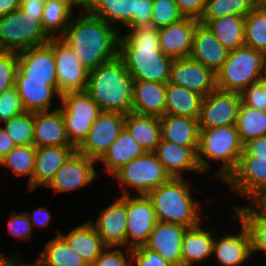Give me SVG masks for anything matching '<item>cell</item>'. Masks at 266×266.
<instances>
[{
    "instance_id": "obj_32",
    "label": "cell",
    "mask_w": 266,
    "mask_h": 266,
    "mask_svg": "<svg viewBox=\"0 0 266 266\" xmlns=\"http://www.w3.org/2000/svg\"><path fill=\"white\" fill-rule=\"evenodd\" d=\"M161 139L180 146L199 147V120L165 114L160 117Z\"/></svg>"
},
{
    "instance_id": "obj_48",
    "label": "cell",
    "mask_w": 266,
    "mask_h": 266,
    "mask_svg": "<svg viewBox=\"0 0 266 266\" xmlns=\"http://www.w3.org/2000/svg\"><path fill=\"white\" fill-rule=\"evenodd\" d=\"M17 53L0 50V94L15 86Z\"/></svg>"
},
{
    "instance_id": "obj_42",
    "label": "cell",
    "mask_w": 266,
    "mask_h": 266,
    "mask_svg": "<svg viewBox=\"0 0 266 266\" xmlns=\"http://www.w3.org/2000/svg\"><path fill=\"white\" fill-rule=\"evenodd\" d=\"M259 0H208L199 20H212L226 15L246 17Z\"/></svg>"
},
{
    "instance_id": "obj_11",
    "label": "cell",
    "mask_w": 266,
    "mask_h": 266,
    "mask_svg": "<svg viewBox=\"0 0 266 266\" xmlns=\"http://www.w3.org/2000/svg\"><path fill=\"white\" fill-rule=\"evenodd\" d=\"M233 222L241 225L237 229H227L221 236L215 228L212 261L219 266H249L252 259L251 237L247 227L235 215H229ZM238 221V222H237ZM236 230V232H235ZM229 231V232H228Z\"/></svg>"
},
{
    "instance_id": "obj_2",
    "label": "cell",
    "mask_w": 266,
    "mask_h": 266,
    "mask_svg": "<svg viewBox=\"0 0 266 266\" xmlns=\"http://www.w3.org/2000/svg\"><path fill=\"white\" fill-rule=\"evenodd\" d=\"M118 56L133 80L169 82L173 59L160 50L158 28H123L120 31Z\"/></svg>"
},
{
    "instance_id": "obj_28",
    "label": "cell",
    "mask_w": 266,
    "mask_h": 266,
    "mask_svg": "<svg viewBox=\"0 0 266 266\" xmlns=\"http://www.w3.org/2000/svg\"><path fill=\"white\" fill-rule=\"evenodd\" d=\"M37 147H74L67 136L64 119L59 109L35 112L34 144Z\"/></svg>"
},
{
    "instance_id": "obj_9",
    "label": "cell",
    "mask_w": 266,
    "mask_h": 266,
    "mask_svg": "<svg viewBox=\"0 0 266 266\" xmlns=\"http://www.w3.org/2000/svg\"><path fill=\"white\" fill-rule=\"evenodd\" d=\"M152 3L153 0H88L87 10L120 32L123 28L150 26Z\"/></svg>"
},
{
    "instance_id": "obj_22",
    "label": "cell",
    "mask_w": 266,
    "mask_h": 266,
    "mask_svg": "<svg viewBox=\"0 0 266 266\" xmlns=\"http://www.w3.org/2000/svg\"><path fill=\"white\" fill-rule=\"evenodd\" d=\"M188 227L157 221L146 246L159 253L172 266H182V243Z\"/></svg>"
},
{
    "instance_id": "obj_14",
    "label": "cell",
    "mask_w": 266,
    "mask_h": 266,
    "mask_svg": "<svg viewBox=\"0 0 266 266\" xmlns=\"http://www.w3.org/2000/svg\"><path fill=\"white\" fill-rule=\"evenodd\" d=\"M157 222L151 200L147 195H127V249L145 246Z\"/></svg>"
},
{
    "instance_id": "obj_55",
    "label": "cell",
    "mask_w": 266,
    "mask_h": 266,
    "mask_svg": "<svg viewBox=\"0 0 266 266\" xmlns=\"http://www.w3.org/2000/svg\"><path fill=\"white\" fill-rule=\"evenodd\" d=\"M15 146V143L0 125V160L6 154H8Z\"/></svg>"
},
{
    "instance_id": "obj_51",
    "label": "cell",
    "mask_w": 266,
    "mask_h": 266,
    "mask_svg": "<svg viewBox=\"0 0 266 266\" xmlns=\"http://www.w3.org/2000/svg\"><path fill=\"white\" fill-rule=\"evenodd\" d=\"M183 17L199 20L208 0H175Z\"/></svg>"
},
{
    "instance_id": "obj_52",
    "label": "cell",
    "mask_w": 266,
    "mask_h": 266,
    "mask_svg": "<svg viewBox=\"0 0 266 266\" xmlns=\"http://www.w3.org/2000/svg\"><path fill=\"white\" fill-rule=\"evenodd\" d=\"M240 156H255L257 159L266 160V136L253 138L243 143Z\"/></svg>"
},
{
    "instance_id": "obj_21",
    "label": "cell",
    "mask_w": 266,
    "mask_h": 266,
    "mask_svg": "<svg viewBox=\"0 0 266 266\" xmlns=\"http://www.w3.org/2000/svg\"><path fill=\"white\" fill-rule=\"evenodd\" d=\"M197 151L198 147L180 146L160 139L154 153L171 178H185L188 177L186 172L190 176L193 175L191 173L203 174L197 160Z\"/></svg>"
},
{
    "instance_id": "obj_15",
    "label": "cell",
    "mask_w": 266,
    "mask_h": 266,
    "mask_svg": "<svg viewBox=\"0 0 266 266\" xmlns=\"http://www.w3.org/2000/svg\"><path fill=\"white\" fill-rule=\"evenodd\" d=\"M17 69L25 80L48 81V86L59 94L53 38L48 43L17 52Z\"/></svg>"
},
{
    "instance_id": "obj_30",
    "label": "cell",
    "mask_w": 266,
    "mask_h": 266,
    "mask_svg": "<svg viewBox=\"0 0 266 266\" xmlns=\"http://www.w3.org/2000/svg\"><path fill=\"white\" fill-rule=\"evenodd\" d=\"M166 85L134 80L132 113L162 117L166 114Z\"/></svg>"
},
{
    "instance_id": "obj_62",
    "label": "cell",
    "mask_w": 266,
    "mask_h": 266,
    "mask_svg": "<svg viewBox=\"0 0 266 266\" xmlns=\"http://www.w3.org/2000/svg\"><path fill=\"white\" fill-rule=\"evenodd\" d=\"M7 254H4L3 251L0 252V261L6 256Z\"/></svg>"
},
{
    "instance_id": "obj_53",
    "label": "cell",
    "mask_w": 266,
    "mask_h": 266,
    "mask_svg": "<svg viewBox=\"0 0 266 266\" xmlns=\"http://www.w3.org/2000/svg\"><path fill=\"white\" fill-rule=\"evenodd\" d=\"M31 221L32 226L38 229H44L46 226H49L52 220V213L47 207L38 206L33 211L24 210Z\"/></svg>"
},
{
    "instance_id": "obj_5",
    "label": "cell",
    "mask_w": 266,
    "mask_h": 266,
    "mask_svg": "<svg viewBox=\"0 0 266 266\" xmlns=\"http://www.w3.org/2000/svg\"><path fill=\"white\" fill-rule=\"evenodd\" d=\"M242 151L243 143L235 125L200 129L197 160L203 176L212 173L216 164L217 170L208 177L220 179L222 184L237 167Z\"/></svg>"
},
{
    "instance_id": "obj_13",
    "label": "cell",
    "mask_w": 266,
    "mask_h": 266,
    "mask_svg": "<svg viewBox=\"0 0 266 266\" xmlns=\"http://www.w3.org/2000/svg\"><path fill=\"white\" fill-rule=\"evenodd\" d=\"M96 161L75 151L56 172L53 180L46 188L56 193H70L90 186L100 177Z\"/></svg>"
},
{
    "instance_id": "obj_57",
    "label": "cell",
    "mask_w": 266,
    "mask_h": 266,
    "mask_svg": "<svg viewBox=\"0 0 266 266\" xmlns=\"http://www.w3.org/2000/svg\"><path fill=\"white\" fill-rule=\"evenodd\" d=\"M20 0H0V16L19 8Z\"/></svg>"
},
{
    "instance_id": "obj_54",
    "label": "cell",
    "mask_w": 266,
    "mask_h": 266,
    "mask_svg": "<svg viewBox=\"0 0 266 266\" xmlns=\"http://www.w3.org/2000/svg\"><path fill=\"white\" fill-rule=\"evenodd\" d=\"M45 0H20L19 7L23 13L31 16H42Z\"/></svg>"
},
{
    "instance_id": "obj_40",
    "label": "cell",
    "mask_w": 266,
    "mask_h": 266,
    "mask_svg": "<svg viewBox=\"0 0 266 266\" xmlns=\"http://www.w3.org/2000/svg\"><path fill=\"white\" fill-rule=\"evenodd\" d=\"M242 143L266 136V111L240 105L235 124Z\"/></svg>"
},
{
    "instance_id": "obj_19",
    "label": "cell",
    "mask_w": 266,
    "mask_h": 266,
    "mask_svg": "<svg viewBox=\"0 0 266 266\" xmlns=\"http://www.w3.org/2000/svg\"><path fill=\"white\" fill-rule=\"evenodd\" d=\"M223 184L229 185L228 192L249 201L266 185V160L240 156L237 167Z\"/></svg>"
},
{
    "instance_id": "obj_59",
    "label": "cell",
    "mask_w": 266,
    "mask_h": 266,
    "mask_svg": "<svg viewBox=\"0 0 266 266\" xmlns=\"http://www.w3.org/2000/svg\"><path fill=\"white\" fill-rule=\"evenodd\" d=\"M65 1L71 4L77 11L87 9L88 0H65Z\"/></svg>"
},
{
    "instance_id": "obj_12",
    "label": "cell",
    "mask_w": 266,
    "mask_h": 266,
    "mask_svg": "<svg viewBox=\"0 0 266 266\" xmlns=\"http://www.w3.org/2000/svg\"><path fill=\"white\" fill-rule=\"evenodd\" d=\"M125 116L117 112H102L76 151L97 162L125 128Z\"/></svg>"
},
{
    "instance_id": "obj_29",
    "label": "cell",
    "mask_w": 266,
    "mask_h": 266,
    "mask_svg": "<svg viewBox=\"0 0 266 266\" xmlns=\"http://www.w3.org/2000/svg\"><path fill=\"white\" fill-rule=\"evenodd\" d=\"M144 153L145 151L136 142V140L132 138L131 134L126 130V128H124L117 136L114 143L96 162L97 167L98 165H101L103 170L102 171L100 169V173H98L99 177H101L102 174H106L110 178V176H112L122 166L143 155Z\"/></svg>"
},
{
    "instance_id": "obj_46",
    "label": "cell",
    "mask_w": 266,
    "mask_h": 266,
    "mask_svg": "<svg viewBox=\"0 0 266 266\" xmlns=\"http://www.w3.org/2000/svg\"><path fill=\"white\" fill-rule=\"evenodd\" d=\"M7 232L10 234L16 241H28L32 242L33 230L34 227L31 224L25 211L16 212V210L10 213V219L7 224Z\"/></svg>"
},
{
    "instance_id": "obj_41",
    "label": "cell",
    "mask_w": 266,
    "mask_h": 266,
    "mask_svg": "<svg viewBox=\"0 0 266 266\" xmlns=\"http://www.w3.org/2000/svg\"><path fill=\"white\" fill-rule=\"evenodd\" d=\"M245 45L266 53V1L245 17Z\"/></svg>"
},
{
    "instance_id": "obj_4",
    "label": "cell",
    "mask_w": 266,
    "mask_h": 266,
    "mask_svg": "<svg viewBox=\"0 0 266 266\" xmlns=\"http://www.w3.org/2000/svg\"><path fill=\"white\" fill-rule=\"evenodd\" d=\"M133 83L123 60L117 56L89 71L85 91L103 112L126 115L132 112Z\"/></svg>"
},
{
    "instance_id": "obj_10",
    "label": "cell",
    "mask_w": 266,
    "mask_h": 266,
    "mask_svg": "<svg viewBox=\"0 0 266 266\" xmlns=\"http://www.w3.org/2000/svg\"><path fill=\"white\" fill-rule=\"evenodd\" d=\"M58 109L63 116L68 139L75 148L83 142L92 123L103 112L86 91L61 95Z\"/></svg>"
},
{
    "instance_id": "obj_26",
    "label": "cell",
    "mask_w": 266,
    "mask_h": 266,
    "mask_svg": "<svg viewBox=\"0 0 266 266\" xmlns=\"http://www.w3.org/2000/svg\"><path fill=\"white\" fill-rule=\"evenodd\" d=\"M229 52L205 24L197 23L189 56L191 59L216 73L228 58Z\"/></svg>"
},
{
    "instance_id": "obj_56",
    "label": "cell",
    "mask_w": 266,
    "mask_h": 266,
    "mask_svg": "<svg viewBox=\"0 0 266 266\" xmlns=\"http://www.w3.org/2000/svg\"><path fill=\"white\" fill-rule=\"evenodd\" d=\"M247 203L254 209L266 211V185L247 201Z\"/></svg>"
},
{
    "instance_id": "obj_20",
    "label": "cell",
    "mask_w": 266,
    "mask_h": 266,
    "mask_svg": "<svg viewBox=\"0 0 266 266\" xmlns=\"http://www.w3.org/2000/svg\"><path fill=\"white\" fill-rule=\"evenodd\" d=\"M169 83L185 87L203 97L217 89L216 73L190 57L173 60Z\"/></svg>"
},
{
    "instance_id": "obj_25",
    "label": "cell",
    "mask_w": 266,
    "mask_h": 266,
    "mask_svg": "<svg viewBox=\"0 0 266 266\" xmlns=\"http://www.w3.org/2000/svg\"><path fill=\"white\" fill-rule=\"evenodd\" d=\"M204 223L206 221L188 228L184 233L181 251L182 266H197L206 261L210 262L215 239V229H213V226L210 228L208 226L209 223L207 225Z\"/></svg>"
},
{
    "instance_id": "obj_60",
    "label": "cell",
    "mask_w": 266,
    "mask_h": 266,
    "mask_svg": "<svg viewBox=\"0 0 266 266\" xmlns=\"http://www.w3.org/2000/svg\"><path fill=\"white\" fill-rule=\"evenodd\" d=\"M36 260H31L32 262H27L26 259L22 260L19 257V266H46L40 258H35Z\"/></svg>"
},
{
    "instance_id": "obj_43",
    "label": "cell",
    "mask_w": 266,
    "mask_h": 266,
    "mask_svg": "<svg viewBox=\"0 0 266 266\" xmlns=\"http://www.w3.org/2000/svg\"><path fill=\"white\" fill-rule=\"evenodd\" d=\"M35 112H24L1 124L16 146L34 144Z\"/></svg>"
},
{
    "instance_id": "obj_39",
    "label": "cell",
    "mask_w": 266,
    "mask_h": 266,
    "mask_svg": "<svg viewBox=\"0 0 266 266\" xmlns=\"http://www.w3.org/2000/svg\"><path fill=\"white\" fill-rule=\"evenodd\" d=\"M61 230H56L55 236L45 243L39 258L46 266H89L86 261L59 235Z\"/></svg>"
},
{
    "instance_id": "obj_35",
    "label": "cell",
    "mask_w": 266,
    "mask_h": 266,
    "mask_svg": "<svg viewBox=\"0 0 266 266\" xmlns=\"http://www.w3.org/2000/svg\"><path fill=\"white\" fill-rule=\"evenodd\" d=\"M198 22L205 24L229 51L245 46V17L226 15L212 20H198Z\"/></svg>"
},
{
    "instance_id": "obj_45",
    "label": "cell",
    "mask_w": 266,
    "mask_h": 266,
    "mask_svg": "<svg viewBox=\"0 0 266 266\" xmlns=\"http://www.w3.org/2000/svg\"><path fill=\"white\" fill-rule=\"evenodd\" d=\"M26 112L15 86L0 94V124Z\"/></svg>"
},
{
    "instance_id": "obj_17",
    "label": "cell",
    "mask_w": 266,
    "mask_h": 266,
    "mask_svg": "<svg viewBox=\"0 0 266 266\" xmlns=\"http://www.w3.org/2000/svg\"><path fill=\"white\" fill-rule=\"evenodd\" d=\"M241 95L216 89L203 98L199 116L200 129L235 125Z\"/></svg>"
},
{
    "instance_id": "obj_49",
    "label": "cell",
    "mask_w": 266,
    "mask_h": 266,
    "mask_svg": "<svg viewBox=\"0 0 266 266\" xmlns=\"http://www.w3.org/2000/svg\"><path fill=\"white\" fill-rule=\"evenodd\" d=\"M240 95L242 105L266 111V90L262 80L245 88Z\"/></svg>"
},
{
    "instance_id": "obj_27",
    "label": "cell",
    "mask_w": 266,
    "mask_h": 266,
    "mask_svg": "<svg viewBox=\"0 0 266 266\" xmlns=\"http://www.w3.org/2000/svg\"><path fill=\"white\" fill-rule=\"evenodd\" d=\"M75 151V147H37L32 179V192L39 187L46 188L53 180L59 168Z\"/></svg>"
},
{
    "instance_id": "obj_31",
    "label": "cell",
    "mask_w": 266,
    "mask_h": 266,
    "mask_svg": "<svg viewBox=\"0 0 266 266\" xmlns=\"http://www.w3.org/2000/svg\"><path fill=\"white\" fill-rule=\"evenodd\" d=\"M59 235L67 242L69 247L77 252L86 263L91 266L101 252L107 247L97 234L89 220L69 229L65 234L63 230Z\"/></svg>"
},
{
    "instance_id": "obj_6",
    "label": "cell",
    "mask_w": 266,
    "mask_h": 266,
    "mask_svg": "<svg viewBox=\"0 0 266 266\" xmlns=\"http://www.w3.org/2000/svg\"><path fill=\"white\" fill-rule=\"evenodd\" d=\"M266 72V53L248 46L229 52L228 58L216 72L217 89L241 93L261 80Z\"/></svg>"
},
{
    "instance_id": "obj_23",
    "label": "cell",
    "mask_w": 266,
    "mask_h": 266,
    "mask_svg": "<svg viewBox=\"0 0 266 266\" xmlns=\"http://www.w3.org/2000/svg\"><path fill=\"white\" fill-rule=\"evenodd\" d=\"M197 23L196 19L183 17L169 26L159 28L160 50L173 60L189 57Z\"/></svg>"
},
{
    "instance_id": "obj_47",
    "label": "cell",
    "mask_w": 266,
    "mask_h": 266,
    "mask_svg": "<svg viewBox=\"0 0 266 266\" xmlns=\"http://www.w3.org/2000/svg\"><path fill=\"white\" fill-rule=\"evenodd\" d=\"M132 250L107 246L91 266H131Z\"/></svg>"
},
{
    "instance_id": "obj_8",
    "label": "cell",
    "mask_w": 266,
    "mask_h": 266,
    "mask_svg": "<svg viewBox=\"0 0 266 266\" xmlns=\"http://www.w3.org/2000/svg\"><path fill=\"white\" fill-rule=\"evenodd\" d=\"M42 16H31L17 8L0 16V50L19 52L48 43L51 37L41 24Z\"/></svg>"
},
{
    "instance_id": "obj_16",
    "label": "cell",
    "mask_w": 266,
    "mask_h": 266,
    "mask_svg": "<svg viewBox=\"0 0 266 266\" xmlns=\"http://www.w3.org/2000/svg\"><path fill=\"white\" fill-rule=\"evenodd\" d=\"M53 54L59 95L85 91L89 71L81 64L71 48L60 38H53Z\"/></svg>"
},
{
    "instance_id": "obj_37",
    "label": "cell",
    "mask_w": 266,
    "mask_h": 266,
    "mask_svg": "<svg viewBox=\"0 0 266 266\" xmlns=\"http://www.w3.org/2000/svg\"><path fill=\"white\" fill-rule=\"evenodd\" d=\"M35 158L36 147L34 145H18L0 160V167L7 168L8 174L12 172L16 177H27V194L32 192Z\"/></svg>"
},
{
    "instance_id": "obj_18",
    "label": "cell",
    "mask_w": 266,
    "mask_h": 266,
    "mask_svg": "<svg viewBox=\"0 0 266 266\" xmlns=\"http://www.w3.org/2000/svg\"><path fill=\"white\" fill-rule=\"evenodd\" d=\"M113 198L114 201L101 209L95 221L89 219V222L106 246L124 247L127 231V195L119 194Z\"/></svg>"
},
{
    "instance_id": "obj_38",
    "label": "cell",
    "mask_w": 266,
    "mask_h": 266,
    "mask_svg": "<svg viewBox=\"0 0 266 266\" xmlns=\"http://www.w3.org/2000/svg\"><path fill=\"white\" fill-rule=\"evenodd\" d=\"M77 11L65 0H45L41 24L51 38H59Z\"/></svg>"
},
{
    "instance_id": "obj_1",
    "label": "cell",
    "mask_w": 266,
    "mask_h": 266,
    "mask_svg": "<svg viewBox=\"0 0 266 266\" xmlns=\"http://www.w3.org/2000/svg\"><path fill=\"white\" fill-rule=\"evenodd\" d=\"M78 12V14H77ZM120 32L87 9L78 10L59 37L91 71L118 56Z\"/></svg>"
},
{
    "instance_id": "obj_50",
    "label": "cell",
    "mask_w": 266,
    "mask_h": 266,
    "mask_svg": "<svg viewBox=\"0 0 266 266\" xmlns=\"http://www.w3.org/2000/svg\"><path fill=\"white\" fill-rule=\"evenodd\" d=\"M131 266H172L159 253L146 245L132 250Z\"/></svg>"
},
{
    "instance_id": "obj_58",
    "label": "cell",
    "mask_w": 266,
    "mask_h": 266,
    "mask_svg": "<svg viewBox=\"0 0 266 266\" xmlns=\"http://www.w3.org/2000/svg\"><path fill=\"white\" fill-rule=\"evenodd\" d=\"M21 254L14 253L13 255H6L1 261L0 266H19V257Z\"/></svg>"
},
{
    "instance_id": "obj_7",
    "label": "cell",
    "mask_w": 266,
    "mask_h": 266,
    "mask_svg": "<svg viewBox=\"0 0 266 266\" xmlns=\"http://www.w3.org/2000/svg\"><path fill=\"white\" fill-rule=\"evenodd\" d=\"M122 195H147L171 177L154 152H145L122 166L110 177Z\"/></svg>"
},
{
    "instance_id": "obj_34",
    "label": "cell",
    "mask_w": 266,
    "mask_h": 266,
    "mask_svg": "<svg viewBox=\"0 0 266 266\" xmlns=\"http://www.w3.org/2000/svg\"><path fill=\"white\" fill-rule=\"evenodd\" d=\"M125 128L145 152H154L161 139L160 117L128 113Z\"/></svg>"
},
{
    "instance_id": "obj_36",
    "label": "cell",
    "mask_w": 266,
    "mask_h": 266,
    "mask_svg": "<svg viewBox=\"0 0 266 266\" xmlns=\"http://www.w3.org/2000/svg\"><path fill=\"white\" fill-rule=\"evenodd\" d=\"M203 96L189 89L166 85V114L199 119Z\"/></svg>"
},
{
    "instance_id": "obj_61",
    "label": "cell",
    "mask_w": 266,
    "mask_h": 266,
    "mask_svg": "<svg viewBox=\"0 0 266 266\" xmlns=\"http://www.w3.org/2000/svg\"><path fill=\"white\" fill-rule=\"evenodd\" d=\"M261 80H262L263 85H264V88H265V90H266V72L263 74Z\"/></svg>"
},
{
    "instance_id": "obj_44",
    "label": "cell",
    "mask_w": 266,
    "mask_h": 266,
    "mask_svg": "<svg viewBox=\"0 0 266 266\" xmlns=\"http://www.w3.org/2000/svg\"><path fill=\"white\" fill-rule=\"evenodd\" d=\"M150 26L161 28L183 18L175 0H153Z\"/></svg>"
},
{
    "instance_id": "obj_33",
    "label": "cell",
    "mask_w": 266,
    "mask_h": 266,
    "mask_svg": "<svg viewBox=\"0 0 266 266\" xmlns=\"http://www.w3.org/2000/svg\"><path fill=\"white\" fill-rule=\"evenodd\" d=\"M229 210L244 223L251 237L252 259L259 253L266 256V211L254 209L248 203L244 206L228 204ZM257 253V254H256Z\"/></svg>"
},
{
    "instance_id": "obj_3",
    "label": "cell",
    "mask_w": 266,
    "mask_h": 266,
    "mask_svg": "<svg viewBox=\"0 0 266 266\" xmlns=\"http://www.w3.org/2000/svg\"><path fill=\"white\" fill-rule=\"evenodd\" d=\"M189 181L192 180L187 177L171 178L147 194L152 202L157 221L177 223L191 228L206 220L202 218L206 212L202 207L204 205L195 195L197 192L201 194L202 191L195 190L194 182Z\"/></svg>"
},
{
    "instance_id": "obj_24",
    "label": "cell",
    "mask_w": 266,
    "mask_h": 266,
    "mask_svg": "<svg viewBox=\"0 0 266 266\" xmlns=\"http://www.w3.org/2000/svg\"><path fill=\"white\" fill-rule=\"evenodd\" d=\"M15 87L27 112L52 111L60 106L61 96L48 86V81L25 80L17 69Z\"/></svg>"
}]
</instances>
